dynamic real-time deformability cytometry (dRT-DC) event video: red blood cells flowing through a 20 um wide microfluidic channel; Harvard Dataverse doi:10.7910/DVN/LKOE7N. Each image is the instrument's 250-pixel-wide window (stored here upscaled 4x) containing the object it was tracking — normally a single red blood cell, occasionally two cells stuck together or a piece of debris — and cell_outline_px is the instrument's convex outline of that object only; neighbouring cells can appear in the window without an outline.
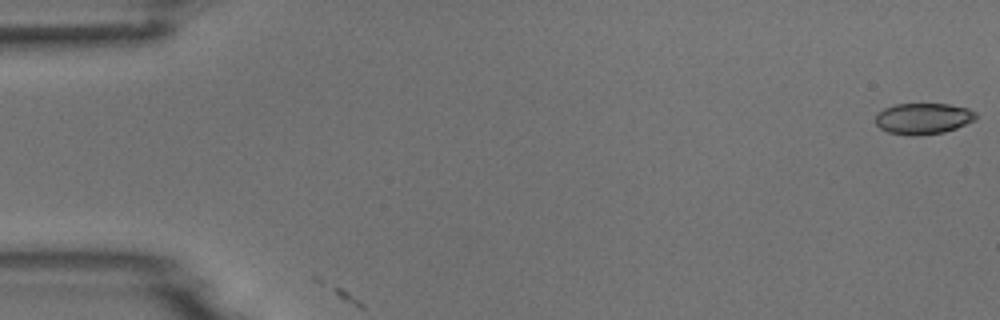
{"species": "common noctule bat (a hibernating species)", "species_latin": "Nyctalus noctula", "temperature_condition": "room temperature", "stored_images_in_passage": 2, "camera_frame_rate_fps": 3000, "um_per_image_px": 0.085, "animal": {"sex": "male", "body_mass_g": 18.8}, "frame": {"image": 1, "passage_image": 1, "time_ms": 0.0, "image_size_px": [1000, 320], "cell_outline_px": [[976, 120], [956, 128], [944, 132], [920, 136], [912, 136], [888, 132], [880, 128], [876, 124], [876, 116], [884, 108], [896, 104], [948, 104], [968, 108], [976, 112]], "centroid_in_image_um": [78.49, 10.08], "position_along_channel_um": 6.5, "area_um2": 18.26}}